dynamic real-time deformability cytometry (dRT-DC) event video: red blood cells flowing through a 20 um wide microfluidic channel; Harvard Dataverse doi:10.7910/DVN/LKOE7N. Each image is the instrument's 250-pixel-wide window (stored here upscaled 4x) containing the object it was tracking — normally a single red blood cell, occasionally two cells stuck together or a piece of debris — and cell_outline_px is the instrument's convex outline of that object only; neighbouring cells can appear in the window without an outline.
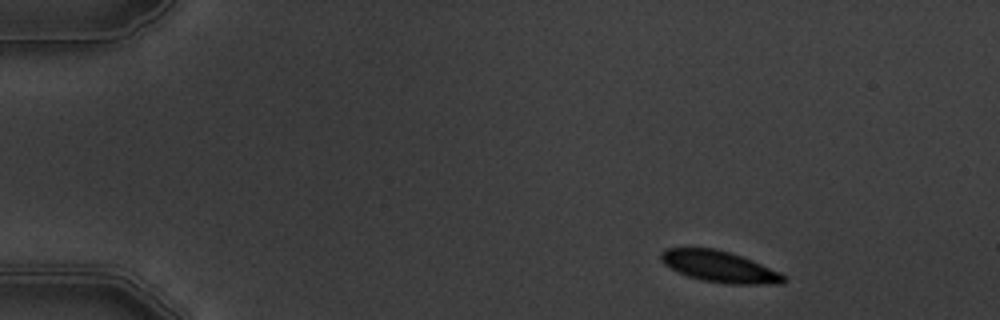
{"species": "common noctule bat (a hibernating species)", "species_latin": "Nyctalus noctula", "temperature_condition": "warm", "stored_images_in_passage": 5, "camera_frame_rate_fps": 3000, "um_per_image_px": 0.085, "animal": {"sex": "male", "body_mass_g": 19.5, "forearm_length_mm": 54.6}, "frame": {"image": 1, "passage_image": 1, "time_ms": 0.0, "image_size_px": [1000, 320], "cell_outline_px": [[788, 280], [784, 284], [724, 284], [704, 280], [688, 276], [664, 264], [660, 260], [660, 252], [664, 248], [716, 248], [752, 260], [780, 272]], "centroid_in_image_um": [61.17, 22.67], "position_along_channel_um": 23.8, "area_um2": 22.31}}
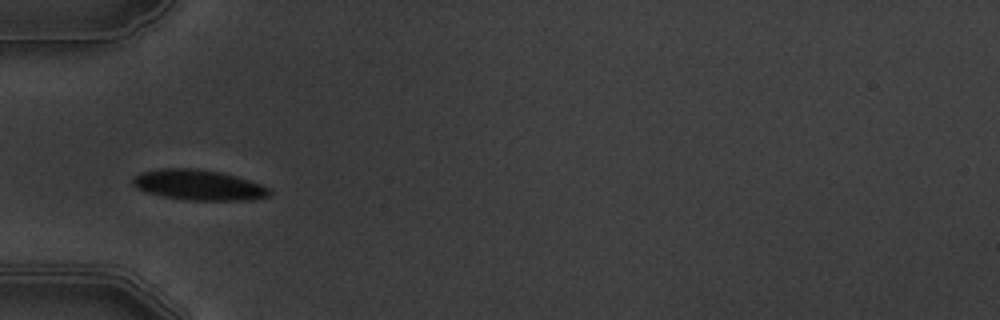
{"frame": {"image": 2, "passage_image": 4, "time_ms": 3.667, "image_size_px": [1000, 320], "cell_outline_px": [[272, 192], [268, 196], [252, 200], [188, 200], [164, 196], [144, 192], [136, 188], [132, 184], [132, 180], [140, 172], [160, 168], [196, 168], [220, 172], [236, 176], [260, 184], [268, 188]], "centroid_in_image_um": [16.85, 15.72], "position_along_channel_um": 68.1, "area_um2": 24.22}}